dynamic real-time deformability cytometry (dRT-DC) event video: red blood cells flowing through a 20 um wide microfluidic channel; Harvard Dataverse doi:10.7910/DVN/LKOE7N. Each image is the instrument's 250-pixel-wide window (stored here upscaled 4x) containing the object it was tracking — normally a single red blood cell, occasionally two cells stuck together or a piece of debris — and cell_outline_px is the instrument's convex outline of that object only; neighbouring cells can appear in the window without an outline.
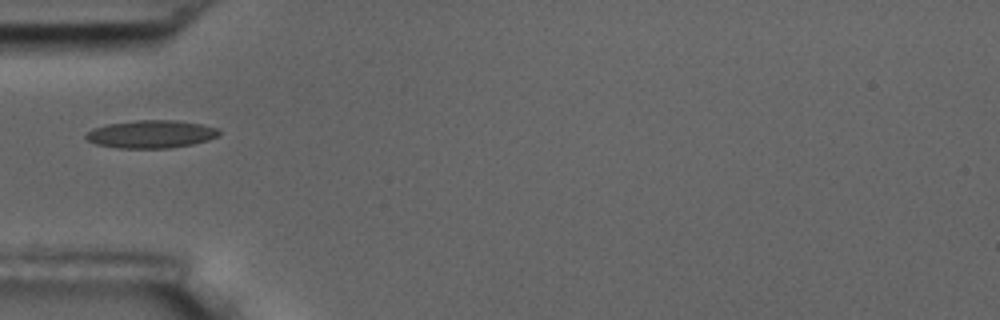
{"species": "common noctule bat (a hibernating species)", "species_latin": "Nyctalus noctula", "temperature_condition": "room temperature", "stored_images_in_passage": 15, "camera_frame_rate_fps": 3000, "um_per_image_px": 0.085, "animal": {"sex": "male", "body_mass_g": 17.5, "forearm_length_mm": 52.3}, "frame": {"image": 1, "passage_image": 5, "time_ms": 5.667, "image_size_px": [1000, 320], "cell_outline_px": [[220, 136], [208, 140], [192, 144], [168, 148], [120, 148], [96, 144], [88, 140], [84, 136], [92, 128], [108, 124], [136, 120], [176, 120], [200, 124], [220, 128]], "centroid_in_image_um": [12.87, 11.4], "position_along_channel_um": 72.1, "area_um2": 21.62}}
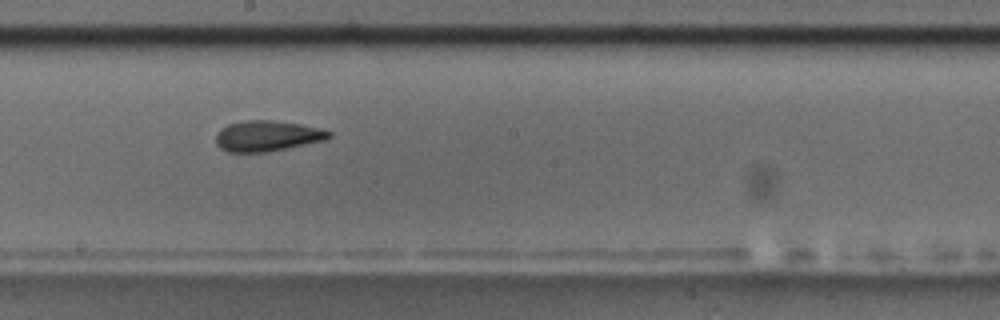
{"frame": {"image": 2, "passage_image": 9, "time_ms": 10.0, "image_size_px": [1000, 320], "cell_outline_px": [[332, 136], [324, 140], [268, 152], [228, 152], [220, 148], [216, 144], [216, 136], [220, 128], [228, 124], [244, 120], [272, 120], [300, 124], [320, 128], [332, 132]], "centroid_in_image_um": [22.69, 11.55], "position_along_channel_um": 225.5, "area_um2": 20.23}, "authors_computed_cell_mechanics": {"area_um2": 20.1722, "velocity_mm_per_s": 3.5457, "shape_relaxation_time_tau1_ms": null, "shape_relaxation_time_tau2_ms": 3.5338, "deformation_change_tau1": null, "deformation_change_tau2": 0.1225}}